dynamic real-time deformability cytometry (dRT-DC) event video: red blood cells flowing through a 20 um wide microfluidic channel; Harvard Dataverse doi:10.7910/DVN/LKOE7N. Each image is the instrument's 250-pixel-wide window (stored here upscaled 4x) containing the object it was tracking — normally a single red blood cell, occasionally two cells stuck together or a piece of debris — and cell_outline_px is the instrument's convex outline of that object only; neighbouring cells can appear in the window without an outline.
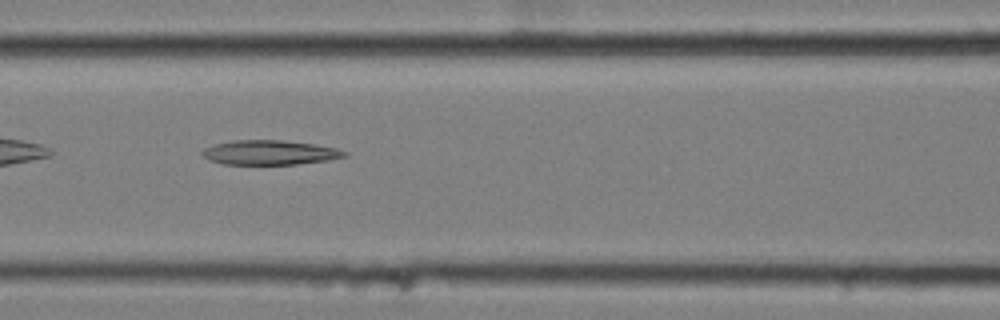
{"species": "common noctule bat (a hibernating species)", "species_latin": "Nyctalus noctula", "temperature_condition": "cold", "stored_images_in_passage": 6, "camera_frame_rate_fps": 3000, "um_per_image_px": 0.085, "animal": {"sex": "female", "body_mass_g": 25.1}, "frame": {"image": 1, "passage_image": 5, "time_ms": 1.333, "image_size_px": [1000, 320], "cell_outline_px": [[348, 156], [328, 160], [296, 164], [224, 164], [208, 160], [200, 152], [204, 148], [212, 144], [232, 140], [284, 140], [312, 144], [336, 148], [348, 152]], "centroid_in_image_um": [22.9, 12.96], "position_along_channel_um": 143.7, "area_um2": 20.4}}